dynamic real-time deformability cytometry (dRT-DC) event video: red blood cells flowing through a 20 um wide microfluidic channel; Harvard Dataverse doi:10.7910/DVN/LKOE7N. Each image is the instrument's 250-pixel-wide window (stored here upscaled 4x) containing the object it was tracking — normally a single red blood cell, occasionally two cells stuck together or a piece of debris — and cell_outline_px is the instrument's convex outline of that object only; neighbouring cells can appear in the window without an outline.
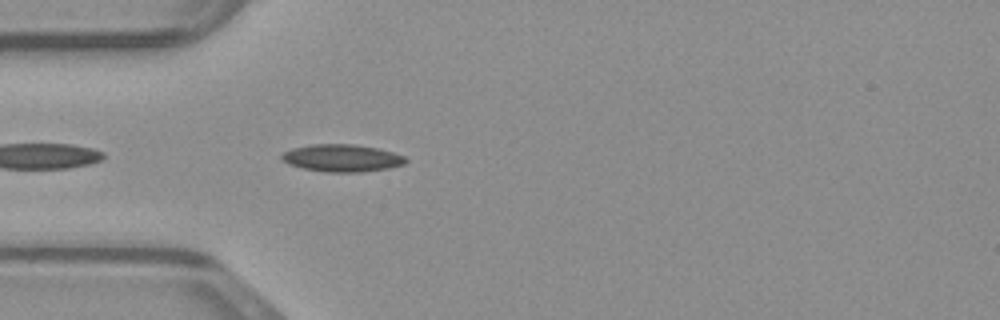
{"species": "common noctule bat (a hibernating species)", "species_latin": "Nyctalus noctula", "temperature_condition": "warm", "stored_images_in_passage": 23, "camera_frame_rate_fps": 3000, "um_per_image_px": 0.085, "animal": {"sex": "male", "body_mass_g": 23.1, "forearm_length_mm": 52.7}, "frame": {"image": 1, "passage_image": 3, "time_ms": 0.667, "image_size_px": [1000, 320], "cell_outline_px": [[408, 160], [404, 164], [388, 168], [364, 172], [324, 172], [304, 168], [288, 164], [280, 156], [284, 152], [292, 148], [312, 144], [356, 144], [376, 148], [392, 152], [404, 156]], "centroid_in_image_um": [29.07, 13.43], "position_along_channel_um": 55.9, "area_um2": 19.71}}
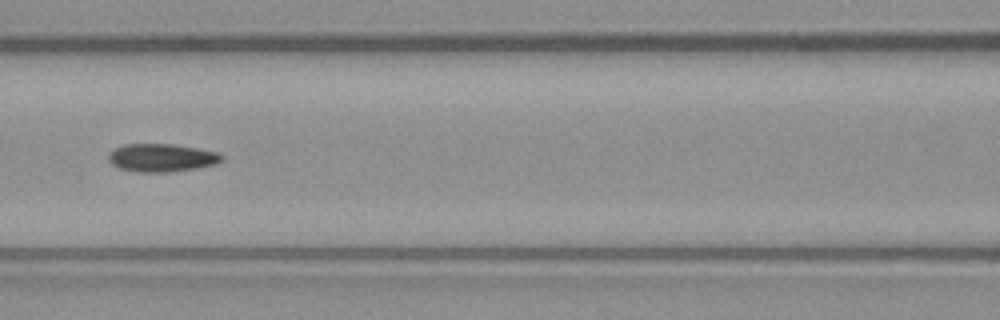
{"frame": {"image": 2, "passage_image": 10, "time_ms": 3.0, "image_size_px": [1000, 320], "cell_outline_px": [[224, 160], [216, 164], [196, 168], [168, 172], [136, 172], [120, 168], [112, 164], [108, 160], [108, 152], [112, 148], [124, 144], [172, 144], [196, 148], [216, 152], [224, 156]], "centroid_in_image_um": [13.71, 13.4], "position_along_channel_um": 152.9, "area_um2": 18.61}}
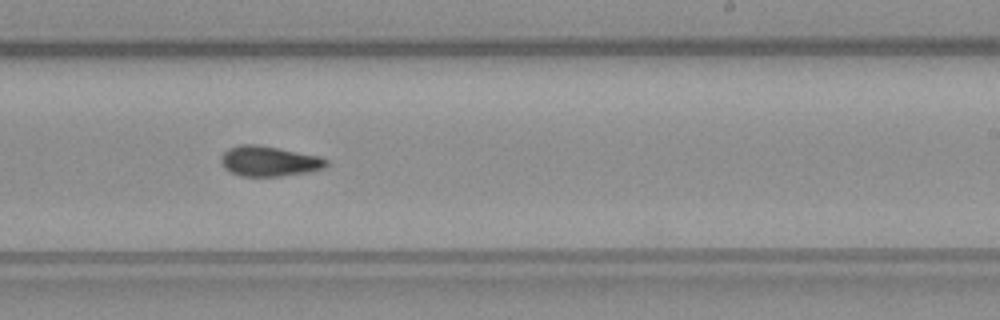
{"frame": {"image": 3, "passage_image": 18, "time_ms": 5.667, "image_size_px": [1000, 320], "cell_outline_px": [[328, 164], [324, 168], [304, 172], [280, 176], [240, 176], [224, 168], [220, 160], [220, 156], [228, 148], [240, 144], [256, 144], [320, 156], [328, 160]], "centroid_in_image_um": [22.84, 13.69], "position_along_channel_um": 266.2, "area_um2": 18.44}}